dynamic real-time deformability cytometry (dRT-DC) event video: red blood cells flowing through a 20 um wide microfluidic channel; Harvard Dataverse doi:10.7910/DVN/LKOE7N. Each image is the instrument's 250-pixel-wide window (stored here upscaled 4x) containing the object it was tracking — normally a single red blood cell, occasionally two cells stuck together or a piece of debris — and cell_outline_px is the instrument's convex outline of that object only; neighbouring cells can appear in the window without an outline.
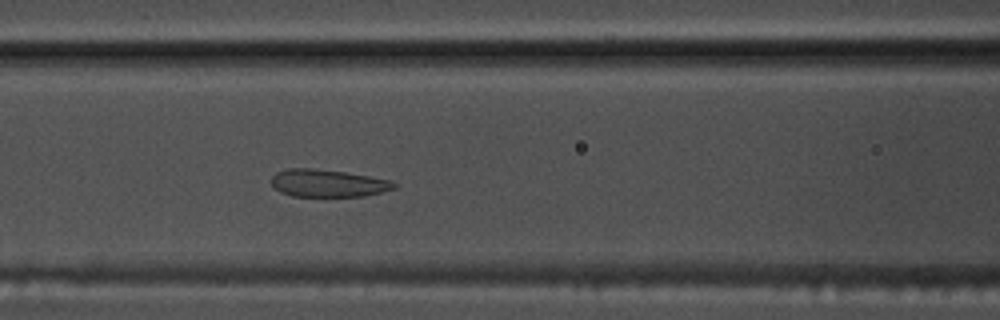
{"species": "common noctule bat (a hibernating species)", "species_latin": "Nyctalus noctula", "temperature_condition": "warm", "stored_images_in_passage": 38, "camera_frame_rate_fps": 3000, "um_per_image_px": 0.085, "animal": {"sex": "male", "body_mass_g": 17.5, "forearm_length_mm": 52.3}, "frame": {"image": 1, "passage_image": 6, "time_ms": 1.667, "image_size_px": [1000, 320], "cell_outline_px": [[396, 188], [364, 196], [292, 196], [280, 192], [272, 184], [272, 176], [276, 172], [288, 168], [312, 168], [344, 172], [392, 180], [396, 184]], "centroid_in_image_um": [27.86, 15.57], "position_along_channel_um": 138.7, "area_um2": 19.54}}
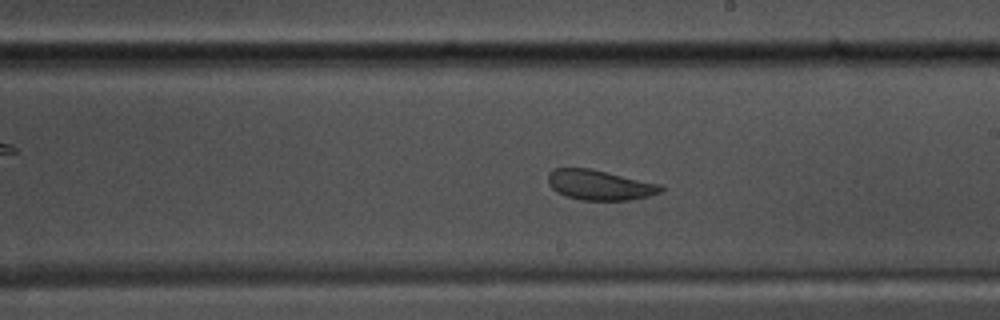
{"frame": {"image": 2, "passage_image": 14, "time_ms": 4.333, "image_size_px": [1000, 320], "cell_outline_px": [[664, 188], [660, 192], [648, 196], [628, 200], [580, 200], [564, 196], [556, 192], [548, 184], [548, 172], [552, 168], [588, 168], [664, 184]], "centroid_in_image_um": [50.96, 15.72], "position_along_channel_um": 238.0, "area_um2": 20.0}}
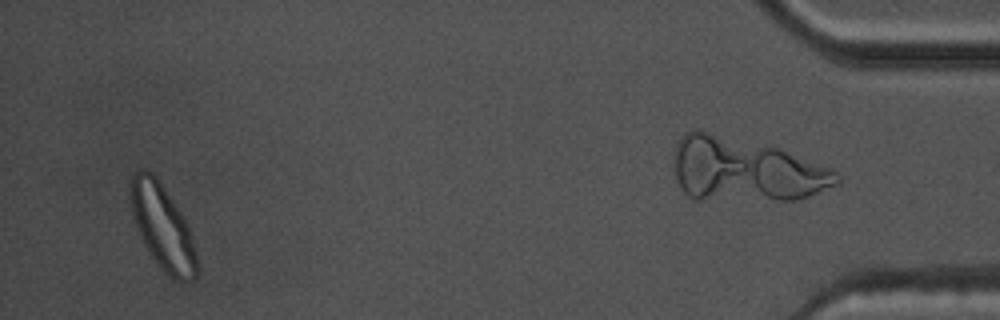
{"frame": {"image": 3, "passage_image": 35, "time_ms": 11.333, "image_size_px": [1000, 320], "cell_outline_px": [[196, 276], [192, 280], [184, 284], [180, 284], [164, 272], [152, 256], [144, 244], [132, 216], [128, 192], [128, 184], [132, 176], [140, 168], [148, 168], [156, 176], [180, 212], [192, 236], [196, 252]], "centroid_in_image_um": [13.78, 19.27], "position_along_channel_um": 421.4, "area_um2": 32.95}}